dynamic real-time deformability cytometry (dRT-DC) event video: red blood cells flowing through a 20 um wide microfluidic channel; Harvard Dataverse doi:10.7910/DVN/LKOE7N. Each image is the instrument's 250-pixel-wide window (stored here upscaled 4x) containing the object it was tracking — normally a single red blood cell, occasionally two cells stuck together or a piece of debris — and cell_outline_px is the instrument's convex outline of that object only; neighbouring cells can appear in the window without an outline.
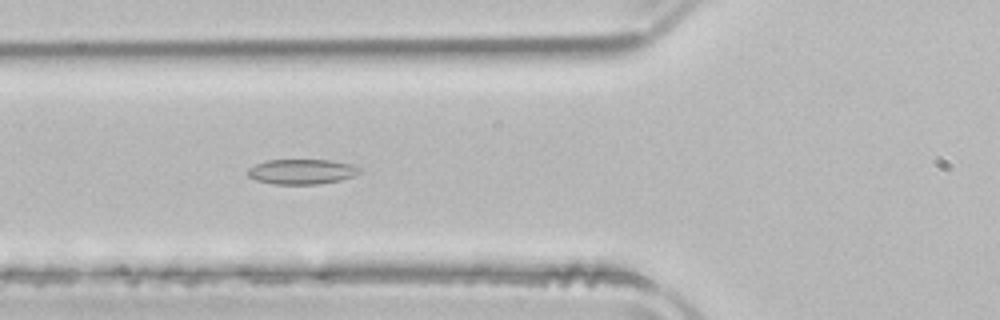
{"species": "common noctule bat (a hibernating species)", "species_latin": "Nyctalus noctula", "temperature_condition": "room temperature", "stored_images_in_passage": 36, "camera_frame_rate_fps": 3000, "um_per_image_px": 0.085, "animal": {"sex": "male", "body_mass_g": 21.5, "forearm_length_mm": 52.0}, "frame": {"image": 1, "passage_image": 10, "time_ms": 3.0, "image_size_px": [1000, 320], "cell_outline_px": [[360, 172], [352, 176], [340, 180], [320, 184], [272, 184], [256, 180], [248, 176], [244, 172], [248, 168], [264, 160], [328, 160], [352, 164], [360, 168]], "centroid_in_image_um": [25.59, 14.59], "position_along_channel_um": 100.2, "area_um2": 16.42}}
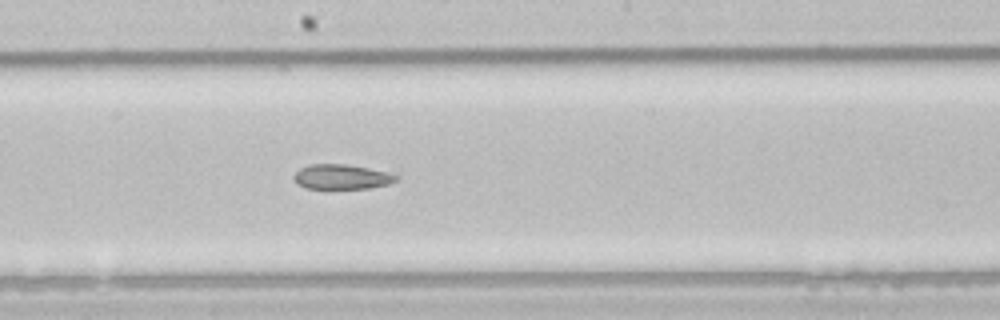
{"frame": {"image": 2, "passage_image": 19, "time_ms": 6.0, "image_size_px": [1000, 320], "cell_outline_px": [[400, 176], [396, 180], [388, 184], [368, 188], [304, 188], [296, 184], [292, 176], [300, 168], [308, 164], [344, 164], [368, 168], [388, 172]], "centroid_in_image_um": [29.0, 15.02], "position_along_channel_um": 219.2, "area_um2": 14.8}}
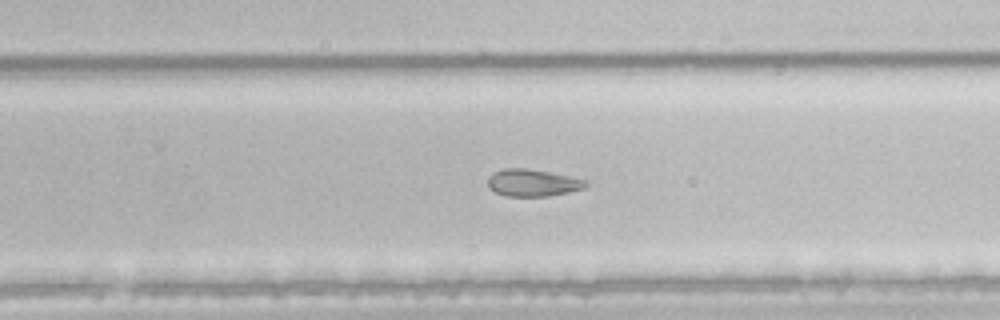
{"frame": {"image": 3, "passage_image": 24, "time_ms": 7.667, "image_size_px": [1000, 320], "cell_outline_px": [[588, 184], [584, 188], [568, 192], [548, 196], [504, 196], [488, 188], [488, 176], [492, 172], [504, 168], [524, 168], [548, 172], [588, 180]], "centroid_in_image_um": [45.24, 15.53], "position_along_channel_um": 284.6, "area_um2": 15.49}, "authors_computed_cell_mechanics": {"area_um2": 16.2996, "velocity_mm_per_s": 3.9515, "shape_relaxation_time_tau1_ms": null, "shape_relaxation_time_tau2_ms": 3.8531, "deformation_change_tau1": null, "deformation_change_tau2": 0.0914}}